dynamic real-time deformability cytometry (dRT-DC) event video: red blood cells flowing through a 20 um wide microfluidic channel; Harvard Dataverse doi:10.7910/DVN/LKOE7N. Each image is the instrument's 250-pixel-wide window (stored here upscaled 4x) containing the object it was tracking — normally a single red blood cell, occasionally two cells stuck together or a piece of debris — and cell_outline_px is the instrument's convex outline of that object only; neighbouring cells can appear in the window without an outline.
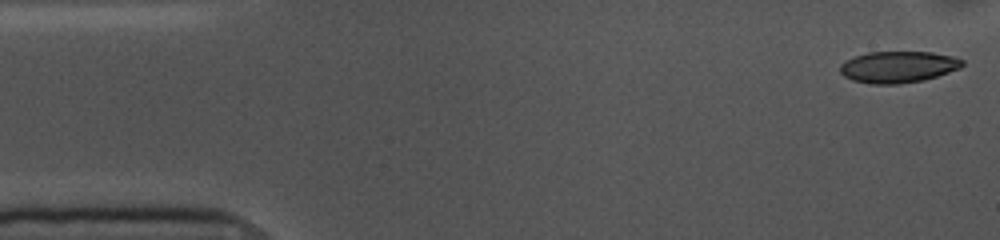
{"species": "common noctule bat (a hibernating species)", "species_latin": "Nyctalus noctula", "temperature_condition": "cold", "stored_images_in_passage": 53, "camera_frame_rate_fps": 3000, "um_per_image_px": 0.085, "animal": {"sex": "female", "body_mass_g": 10.0, "forearm_length_mm": 53.1}, "frame": {"image": 1, "passage_image": 1, "time_ms": 0.0, "image_size_px": [1000, 240], "cell_outline_px": [[964, 64], [960, 68], [924, 80], [900, 84], [872, 84], [852, 80], [844, 76], [840, 72], [840, 64], [856, 56], [868, 52], [932, 52], [952, 56], [964, 60]], "centroid_in_image_um": [76.35, 5.69], "position_along_channel_um": 8.7, "area_um2": 22.37}}
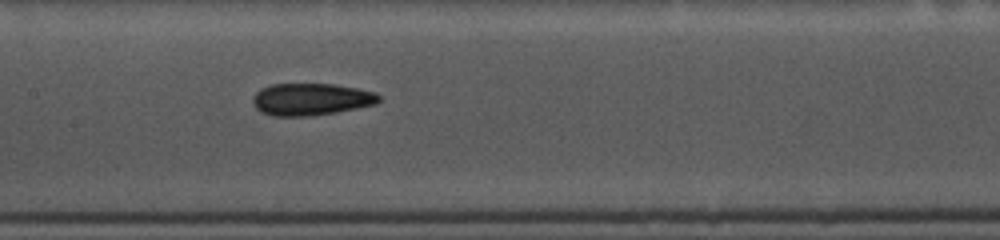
{"frame": {"image": 2, "passage_image": 24, "time_ms": 7.667, "image_size_px": [1000, 240], "cell_outline_px": [[380, 100], [376, 104], [336, 112], [308, 116], [272, 116], [260, 112], [252, 104], [252, 96], [260, 88], [272, 84], [332, 84], [356, 88], [376, 92], [380, 96]], "centroid_in_image_um": [26.4, 8.44], "position_along_channel_um": 181.0, "area_um2": 23.7}}
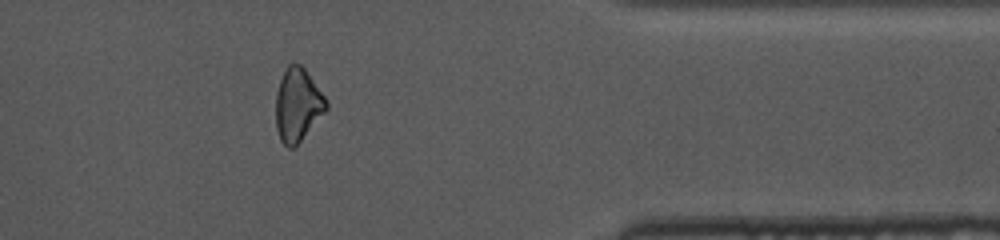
{"frame": {"image": 3, "passage_image": 43, "time_ms": 14.0, "image_size_px": [1000, 240], "cell_outline_px": [[328, 108], [300, 140], [292, 148], [288, 148], [280, 140], [276, 128], [276, 92], [280, 80], [288, 64], [300, 64], [304, 68], [328, 100]], "centroid_in_image_um": [25.3, 8.9], "position_along_channel_um": 386.1, "area_um2": 21.21}, "authors_computed_cell_mechanics": {"area_um2": 23.3512, "velocity_mm_per_s": 3.6082, "shape_relaxation_time_tau1_ms": 5.643, "shape_relaxation_time_tau2_ms": 8.5311, "deformation_change_tau1": 0.1196, "deformation_change_tau2": 0.1549}}